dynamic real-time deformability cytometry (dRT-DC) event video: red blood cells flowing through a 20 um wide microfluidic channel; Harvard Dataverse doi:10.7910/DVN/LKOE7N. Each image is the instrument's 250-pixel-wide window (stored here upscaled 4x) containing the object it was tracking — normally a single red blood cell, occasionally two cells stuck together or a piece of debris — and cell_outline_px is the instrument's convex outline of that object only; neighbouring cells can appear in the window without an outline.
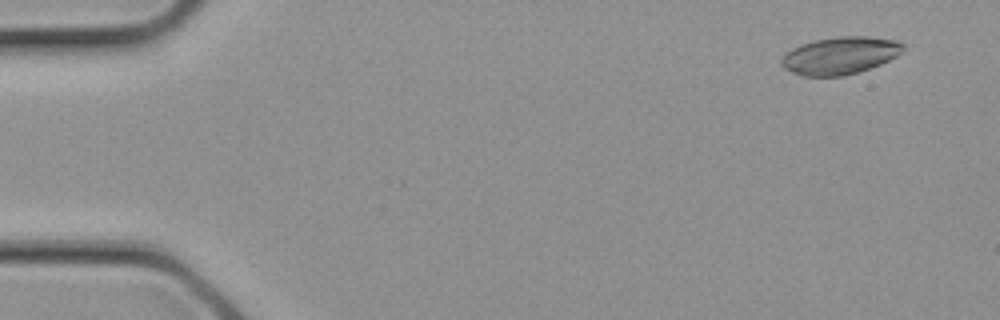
{"species": "common noctule bat (a hibernating species)", "species_latin": "Nyctalus noctula", "temperature_condition": "cold", "stored_images_in_passage": 11, "camera_frame_rate_fps": 3000, "um_per_image_px": 0.085, "animal": {"sex": "female", "body_mass_g": 21.9}, "frame": {"image": 1, "passage_image": 1, "time_ms": 0.0, "image_size_px": [1000, 320], "cell_outline_px": [[904, 48], [896, 56], [880, 64], [844, 76], [800, 76], [784, 68], [780, 64], [780, 60], [792, 48], [816, 40], [840, 36], [868, 36], [896, 40], [904, 44]], "centroid_in_image_um": [71.39, 4.72], "position_along_channel_um": 13.6, "area_um2": 26.24}}
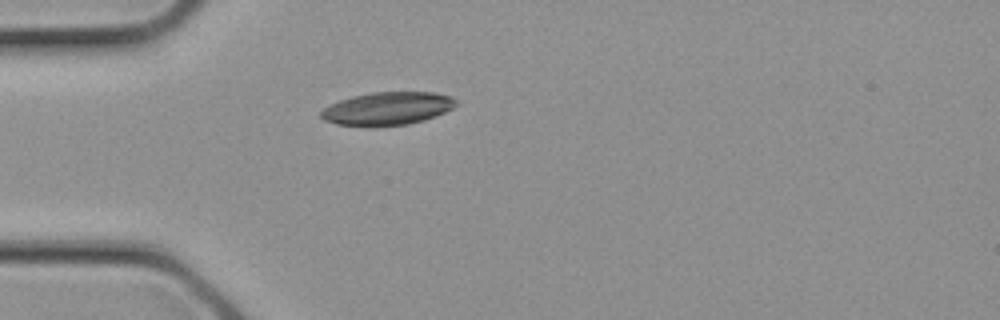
{"frame": {"image": 2, "passage_image": 7, "time_ms": 2.0, "image_size_px": [1000, 320], "cell_outline_px": [[460, 104], [436, 116], [424, 120], [408, 124], [376, 128], [336, 124], [324, 120], [320, 116], [320, 112], [324, 108], [340, 100], [352, 96], [372, 92], [436, 92], [452, 96]], "centroid_in_image_um": [32.95, 9.24], "position_along_channel_um": 52.0, "area_um2": 26.47}}
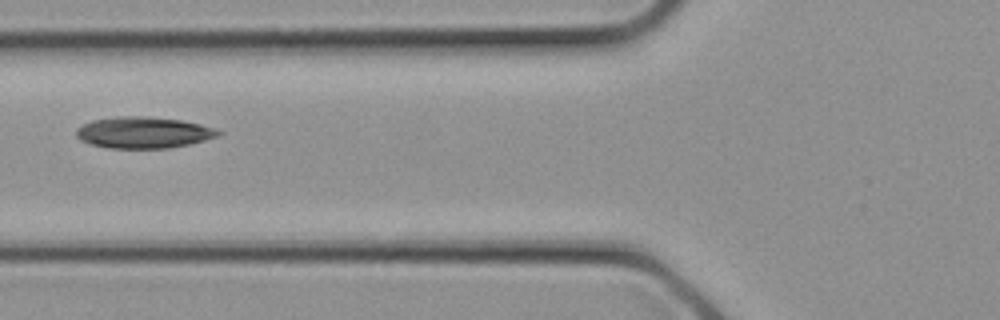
{"frame": {"image": 3, "passage_image": 10, "time_ms": 3.0, "image_size_px": [1000, 320], "cell_outline_px": [[224, 132], [216, 136], [204, 140], [188, 144], [168, 148], [108, 148], [92, 144], [80, 140], [76, 136], [76, 128], [92, 120], [116, 116], [148, 116], [180, 120], [200, 124]], "centroid_in_image_um": [12.16, 11.26], "position_along_channel_um": 113.6, "area_um2": 25.84}}